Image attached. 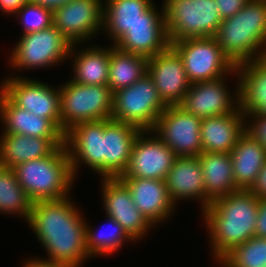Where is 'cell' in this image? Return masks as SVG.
<instances>
[{"mask_svg": "<svg viewBox=\"0 0 266 267\" xmlns=\"http://www.w3.org/2000/svg\"><path fill=\"white\" fill-rule=\"evenodd\" d=\"M29 0H0V10L5 14L15 15Z\"/></svg>", "mask_w": 266, "mask_h": 267, "instance_id": "f35d334b", "label": "cell"}, {"mask_svg": "<svg viewBox=\"0 0 266 267\" xmlns=\"http://www.w3.org/2000/svg\"><path fill=\"white\" fill-rule=\"evenodd\" d=\"M153 0H106L103 30L115 44L153 5Z\"/></svg>", "mask_w": 266, "mask_h": 267, "instance_id": "83f0119b", "label": "cell"}, {"mask_svg": "<svg viewBox=\"0 0 266 267\" xmlns=\"http://www.w3.org/2000/svg\"><path fill=\"white\" fill-rule=\"evenodd\" d=\"M249 0H215L222 20L234 16Z\"/></svg>", "mask_w": 266, "mask_h": 267, "instance_id": "d590c367", "label": "cell"}, {"mask_svg": "<svg viewBox=\"0 0 266 267\" xmlns=\"http://www.w3.org/2000/svg\"><path fill=\"white\" fill-rule=\"evenodd\" d=\"M70 197L34 202L27 223L48 258L45 262L80 267L92 258L86 247V222Z\"/></svg>", "mask_w": 266, "mask_h": 267, "instance_id": "6da1fadb", "label": "cell"}, {"mask_svg": "<svg viewBox=\"0 0 266 267\" xmlns=\"http://www.w3.org/2000/svg\"><path fill=\"white\" fill-rule=\"evenodd\" d=\"M171 47L183 59L188 81H210L225 74L237 75L236 66L224 54L214 37L172 41Z\"/></svg>", "mask_w": 266, "mask_h": 267, "instance_id": "9c48e42d", "label": "cell"}, {"mask_svg": "<svg viewBox=\"0 0 266 267\" xmlns=\"http://www.w3.org/2000/svg\"><path fill=\"white\" fill-rule=\"evenodd\" d=\"M254 236L266 238V198L259 199L258 216Z\"/></svg>", "mask_w": 266, "mask_h": 267, "instance_id": "8d00e7d4", "label": "cell"}, {"mask_svg": "<svg viewBox=\"0 0 266 267\" xmlns=\"http://www.w3.org/2000/svg\"><path fill=\"white\" fill-rule=\"evenodd\" d=\"M13 170L33 203L70 196L74 177L65 146H59L46 157L19 164Z\"/></svg>", "mask_w": 266, "mask_h": 267, "instance_id": "277c9868", "label": "cell"}, {"mask_svg": "<svg viewBox=\"0 0 266 267\" xmlns=\"http://www.w3.org/2000/svg\"><path fill=\"white\" fill-rule=\"evenodd\" d=\"M164 2L162 5L170 43L188 38L214 37L223 21L215 0H164Z\"/></svg>", "mask_w": 266, "mask_h": 267, "instance_id": "8992f818", "label": "cell"}, {"mask_svg": "<svg viewBox=\"0 0 266 267\" xmlns=\"http://www.w3.org/2000/svg\"><path fill=\"white\" fill-rule=\"evenodd\" d=\"M167 107L146 73L133 85L113 93L111 119L134 125L141 131H152Z\"/></svg>", "mask_w": 266, "mask_h": 267, "instance_id": "52a82bcc", "label": "cell"}, {"mask_svg": "<svg viewBox=\"0 0 266 267\" xmlns=\"http://www.w3.org/2000/svg\"><path fill=\"white\" fill-rule=\"evenodd\" d=\"M151 133V130L139 132L127 169L119 178L166 179L178 156L157 135Z\"/></svg>", "mask_w": 266, "mask_h": 267, "instance_id": "7c38bea8", "label": "cell"}, {"mask_svg": "<svg viewBox=\"0 0 266 267\" xmlns=\"http://www.w3.org/2000/svg\"><path fill=\"white\" fill-rule=\"evenodd\" d=\"M198 159L205 186V208L212 201L238 190L230 153L202 152Z\"/></svg>", "mask_w": 266, "mask_h": 267, "instance_id": "484cf974", "label": "cell"}, {"mask_svg": "<svg viewBox=\"0 0 266 267\" xmlns=\"http://www.w3.org/2000/svg\"><path fill=\"white\" fill-rule=\"evenodd\" d=\"M161 9L162 12H157L153 4L113 45L124 52L141 55L147 59L166 51L171 43L167 36L164 6Z\"/></svg>", "mask_w": 266, "mask_h": 267, "instance_id": "5bb4252c", "label": "cell"}, {"mask_svg": "<svg viewBox=\"0 0 266 267\" xmlns=\"http://www.w3.org/2000/svg\"><path fill=\"white\" fill-rule=\"evenodd\" d=\"M165 182L174 204L196 198L200 201L201 212L205 209V186L198 156L177 157Z\"/></svg>", "mask_w": 266, "mask_h": 267, "instance_id": "7402d4cb", "label": "cell"}, {"mask_svg": "<svg viewBox=\"0 0 266 267\" xmlns=\"http://www.w3.org/2000/svg\"><path fill=\"white\" fill-rule=\"evenodd\" d=\"M239 107L244 114L266 116V65L258 59L236 66Z\"/></svg>", "mask_w": 266, "mask_h": 267, "instance_id": "d4e9b609", "label": "cell"}, {"mask_svg": "<svg viewBox=\"0 0 266 267\" xmlns=\"http://www.w3.org/2000/svg\"><path fill=\"white\" fill-rule=\"evenodd\" d=\"M245 121L240 108L236 112L203 118L200 127L202 152L230 153L245 133Z\"/></svg>", "mask_w": 266, "mask_h": 267, "instance_id": "44dd1931", "label": "cell"}, {"mask_svg": "<svg viewBox=\"0 0 266 267\" xmlns=\"http://www.w3.org/2000/svg\"><path fill=\"white\" fill-rule=\"evenodd\" d=\"M59 146H65L64 138L1 133L0 165L13 169L19 164L51 155Z\"/></svg>", "mask_w": 266, "mask_h": 267, "instance_id": "603a6c76", "label": "cell"}, {"mask_svg": "<svg viewBox=\"0 0 266 267\" xmlns=\"http://www.w3.org/2000/svg\"><path fill=\"white\" fill-rule=\"evenodd\" d=\"M73 0H29L30 3L38 5L42 8L51 10L52 12Z\"/></svg>", "mask_w": 266, "mask_h": 267, "instance_id": "ab89813d", "label": "cell"}, {"mask_svg": "<svg viewBox=\"0 0 266 267\" xmlns=\"http://www.w3.org/2000/svg\"><path fill=\"white\" fill-rule=\"evenodd\" d=\"M52 14L53 26L72 45H80L103 30L102 0H73Z\"/></svg>", "mask_w": 266, "mask_h": 267, "instance_id": "4fadbf2b", "label": "cell"}, {"mask_svg": "<svg viewBox=\"0 0 266 267\" xmlns=\"http://www.w3.org/2000/svg\"><path fill=\"white\" fill-rule=\"evenodd\" d=\"M0 119L3 132L41 138H64V133L49 119L15 106L0 91Z\"/></svg>", "mask_w": 266, "mask_h": 267, "instance_id": "cb8c5ba5", "label": "cell"}, {"mask_svg": "<svg viewBox=\"0 0 266 267\" xmlns=\"http://www.w3.org/2000/svg\"><path fill=\"white\" fill-rule=\"evenodd\" d=\"M214 38L235 66L258 59L266 39V1L249 0L222 21Z\"/></svg>", "mask_w": 266, "mask_h": 267, "instance_id": "3957f363", "label": "cell"}, {"mask_svg": "<svg viewBox=\"0 0 266 267\" xmlns=\"http://www.w3.org/2000/svg\"><path fill=\"white\" fill-rule=\"evenodd\" d=\"M237 189L249 190L266 162V150L244 133L230 152Z\"/></svg>", "mask_w": 266, "mask_h": 267, "instance_id": "4316f807", "label": "cell"}, {"mask_svg": "<svg viewBox=\"0 0 266 267\" xmlns=\"http://www.w3.org/2000/svg\"><path fill=\"white\" fill-rule=\"evenodd\" d=\"M218 263L221 267H266V238L253 236L234 247Z\"/></svg>", "mask_w": 266, "mask_h": 267, "instance_id": "d6a6232c", "label": "cell"}, {"mask_svg": "<svg viewBox=\"0 0 266 267\" xmlns=\"http://www.w3.org/2000/svg\"><path fill=\"white\" fill-rule=\"evenodd\" d=\"M0 91L19 108L51 120L61 130L60 87L22 76L7 77Z\"/></svg>", "mask_w": 266, "mask_h": 267, "instance_id": "30bf717a", "label": "cell"}, {"mask_svg": "<svg viewBox=\"0 0 266 267\" xmlns=\"http://www.w3.org/2000/svg\"><path fill=\"white\" fill-rule=\"evenodd\" d=\"M249 191L253 193L258 199L266 198V162L262 166L260 172Z\"/></svg>", "mask_w": 266, "mask_h": 267, "instance_id": "74e56055", "label": "cell"}, {"mask_svg": "<svg viewBox=\"0 0 266 267\" xmlns=\"http://www.w3.org/2000/svg\"><path fill=\"white\" fill-rule=\"evenodd\" d=\"M147 62L148 59L141 55L124 52L111 45L107 86L114 93L133 85L147 73Z\"/></svg>", "mask_w": 266, "mask_h": 267, "instance_id": "f546056e", "label": "cell"}, {"mask_svg": "<svg viewBox=\"0 0 266 267\" xmlns=\"http://www.w3.org/2000/svg\"><path fill=\"white\" fill-rule=\"evenodd\" d=\"M14 47L8 63L18 71L56 66L76 54V46L68 42L53 25L37 32L22 34Z\"/></svg>", "mask_w": 266, "mask_h": 267, "instance_id": "ba28073f", "label": "cell"}, {"mask_svg": "<svg viewBox=\"0 0 266 267\" xmlns=\"http://www.w3.org/2000/svg\"><path fill=\"white\" fill-rule=\"evenodd\" d=\"M258 60L262 62L264 65H266V39L265 42L263 43L262 50L258 57Z\"/></svg>", "mask_w": 266, "mask_h": 267, "instance_id": "b9f144b4", "label": "cell"}, {"mask_svg": "<svg viewBox=\"0 0 266 267\" xmlns=\"http://www.w3.org/2000/svg\"><path fill=\"white\" fill-rule=\"evenodd\" d=\"M226 81L223 76L215 80L192 83L179 106L201 119L236 112L240 108L239 83H236L234 92L230 93Z\"/></svg>", "mask_w": 266, "mask_h": 267, "instance_id": "9a60e30c", "label": "cell"}, {"mask_svg": "<svg viewBox=\"0 0 266 267\" xmlns=\"http://www.w3.org/2000/svg\"><path fill=\"white\" fill-rule=\"evenodd\" d=\"M244 117L249 122L245 121V133L256 140L266 150V116L262 114H244Z\"/></svg>", "mask_w": 266, "mask_h": 267, "instance_id": "e575fe53", "label": "cell"}, {"mask_svg": "<svg viewBox=\"0 0 266 267\" xmlns=\"http://www.w3.org/2000/svg\"><path fill=\"white\" fill-rule=\"evenodd\" d=\"M33 202L17 181L12 168L0 165V213L29 219Z\"/></svg>", "mask_w": 266, "mask_h": 267, "instance_id": "4dcf8cb0", "label": "cell"}, {"mask_svg": "<svg viewBox=\"0 0 266 267\" xmlns=\"http://www.w3.org/2000/svg\"><path fill=\"white\" fill-rule=\"evenodd\" d=\"M61 131L74 125L111 119L113 92L107 85H83L71 79L60 87Z\"/></svg>", "mask_w": 266, "mask_h": 267, "instance_id": "5b68a950", "label": "cell"}, {"mask_svg": "<svg viewBox=\"0 0 266 267\" xmlns=\"http://www.w3.org/2000/svg\"><path fill=\"white\" fill-rule=\"evenodd\" d=\"M201 118L179 105H169L158 117L152 130L178 157L199 156Z\"/></svg>", "mask_w": 266, "mask_h": 267, "instance_id": "8fae6325", "label": "cell"}, {"mask_svg": "<svg viewBox=\"0 0 266 267\" xmlns=\"http://www.w3.org/2000/svg\"><path fill=\"white\" fill-rule=\"evenodd\" d=\"M101 180L105 215L118 222L135 242L142 240L152 225L135 206L128 187L119 178Z\"/></svg>", "mask_w": 266, "mask_h": 267, "instance_id": "2e32d148", "label": "cell"}, {"mask_svg": "<svg viewBox=\"0 0 266 267\" xmlns=\"http://www.w3.org/2000/svg\"><path fill=\"white\" fill-rule=\"evenodd\" d=\"M258 207L259 199L253 193L238 189L202 211L215 262L254 236Z\"/></svg>", "mask_w": 266, "mask_h": 267, "instance_id": "7a4b0ae2", "label": "cell"}, {"mask_svg": "<svg viewBox=\"0 0 266 267\" xmlns=\"http://www.w3.org/2000/svg\"><path fill=\"white\" fill-rule=\"evenodd\" d=\"M106 217L111 227L110 231L106 229L109 232L102 231L103 233H101L100 230L95 232L86 222V247L91 257L110 255L120 249L124 242H135L118 222L108 216Z\"/></svg>", "mask_w": 266, "mask_h": 267, "instance_id": "1f68e13d", "label": "cell"}, {"mask_svg": "<svg viewBox=\"0 0 266 267\" xmlns=\"http://www.w3.org/2000/svg\"><path fill=\"white\" fill-rule=\"evenodd\" d=\"M141 130L134 125L104 119L102 177L119 178L129 164L133 143Z\"/></svg>", "mask_w": 266, "mask_h": 267, "instance_id": "d6986e66", "label": "cell"}, {"mask_svg": "<svg viewBox=\"0 0 266 267\" xmlns=\"http://www.w3.org/2000/svg\"><path fill=\"white\" fill-rule=\"evenodd\" d=\"M147 73L167 106L179 105L191 85L183 59L171 46L148 59Z\"/></svg>", "mask_w": 266, "mask_h": 267, "instance_id": "ac0fdd59", "label": "cell"}, {"mask_svg": "<svg viewBox=\"0 0 266 267\" xmlns=\"http://www.w3.org/2000/svg\"><path fill=\"white\" fill-rule=\"evenodd\" d=\"M23 267H70V266L45 262L43 260H39V258L37 257L35 259L31 258L25 261Z\"/></svg>", "mask_w": 266, "mask_h": 267, "instance_id": "60d3db41", "label": "cell"}, {"mask_svg": "<svg viewBox=\"0 0 266 267\" xmlns=\"http://www.w3.org/2000/svg\"><path fill=\"white\" fill-rule=\"evenodd\" d=\"M88 47L74 56L71 80L83 85H107L110 47Z\"/></svg>", "mask_w": 266, "mask_h": 267, "instance_id": "f1b7e54d", "label": "cell"}, {"mask_svg": "<svg viewBox=\"0 0 266 267\" xmlns=\"http://www.w3.org/2000/svg\"><path fill=\"white\" fill-rule=\"evenodd\" d=\"M15 16L21 18L19 23L23 25L22 34L37 32L53 25L52 11L30 2L26 3Z\"/></svg>", "mask_w": 266, "mask_h": 267, "instance_id": "836d02e7", "label": "cell"}, {"mask_svg": "<svg viewBox=\"0 0 266 267\" xmlns=\"http://www.w3.org/2000/svg\"><path fill=\"white\" fill-rule=\"evenodd\" d=\"M130 190L133 202L146 220L155 226L174 212L165 180L119 178Z\"/></svg>", "mask_w": 266, "mask_h": 267, "instance_id": "ffe728a7", "label": "cell"}, {"mask_svg": "<svg viewBox=\"0 0 266 267\" xmlns=\"http://www.w3.org/2000/svg\"><path fill=\"white\" fill-rule=\"evenodd\" d=\"M102 137L104 119L78 123L65 132L64 145L74 179L83 163L102 177Z\"/></svg>", "mask_w": 266, "mask_h": 267, "instance_id": "e0dca14e", "label": "cell"}]
</instances>
